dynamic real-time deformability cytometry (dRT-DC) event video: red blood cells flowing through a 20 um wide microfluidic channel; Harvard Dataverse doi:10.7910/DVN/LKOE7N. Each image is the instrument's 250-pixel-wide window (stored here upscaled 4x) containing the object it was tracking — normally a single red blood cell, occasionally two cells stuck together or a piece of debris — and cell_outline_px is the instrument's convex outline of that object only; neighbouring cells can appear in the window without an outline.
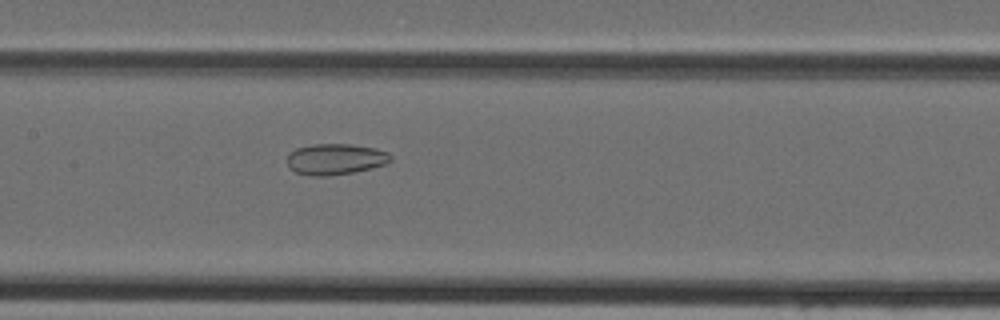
{"species": "Egyptian fruit bat (a non-hibernating species)", "species_latin": "Rousettus aegyptiacus", "temperature_condition": "cold", "stored_images_in_passage": 46, "camera_frame_rate_fps": 3000, "um_per_image_px": 0.085, "animal": {"sex": "female"}, "frame": {"image": 1, "passage_image": 23, "time_ms": 7.333, "image_size_px": [1000, 320], "cell_outline_px": [[392, 160], [388, 164], [352, 172], [328, 176], [312, 176], [296, 172], [288, 168], [288, 152], [296, 148], [312, 144], [352, 144], [376, 148], [388, 152], [392, 156]], "centroid_in_image_um": [28.52, 13.52], "position_along_channel_um": 178.9, "area_um2": 18.9}}
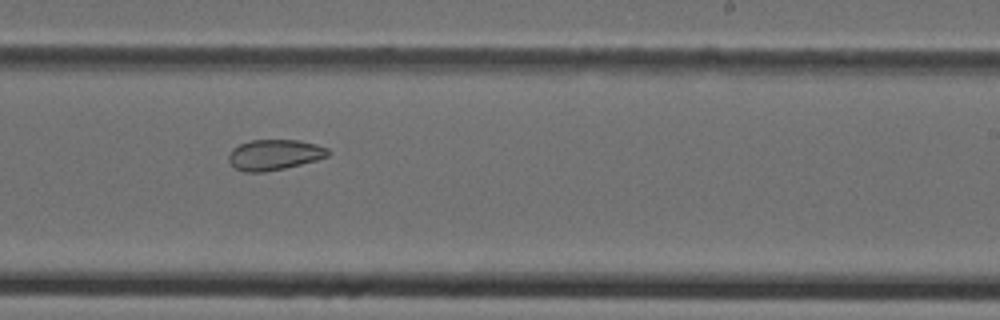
{"frame": {"image": 2, "passage_image": 29, "time_ms": 9.333, "image_size_px": [1000, 320], "cell_outline_px": [[332, 152], [328, 156], [316, 160], [284, 168], [264, 172], [244, 172], [236, 168], [228, 160], [228, 156], [232, 148], [240, 144], [252, 140], [300, 140], [316, 144], [328, 148]], "centroid_in_image_um": [23.34, 13.15], "position_along_channel_um": 265.7, "area_um2": 17.69}}
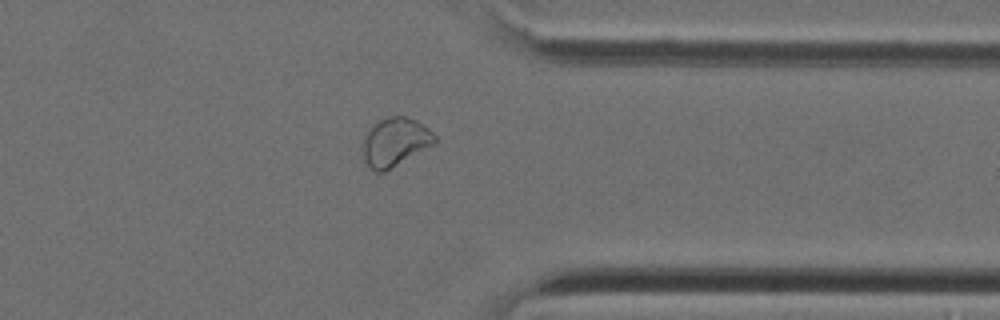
{"frame": {"image": 3, "passage_image": 37, "time_ms": 12.0, "image_size_px": [1000, 320], "cell_outline_px": [[436, 144], [384, 172], [376, 172], [368, 168], [364, 160], [364, 140], [368, 132], [380, 120], [392, 116], [404, 116], [416, 120], [428, 128], [436, 136]], "centroid_in_image_um": [33.63, 12.1], "position_along_channel_um": 377.8, "area_um2": 20.11}}